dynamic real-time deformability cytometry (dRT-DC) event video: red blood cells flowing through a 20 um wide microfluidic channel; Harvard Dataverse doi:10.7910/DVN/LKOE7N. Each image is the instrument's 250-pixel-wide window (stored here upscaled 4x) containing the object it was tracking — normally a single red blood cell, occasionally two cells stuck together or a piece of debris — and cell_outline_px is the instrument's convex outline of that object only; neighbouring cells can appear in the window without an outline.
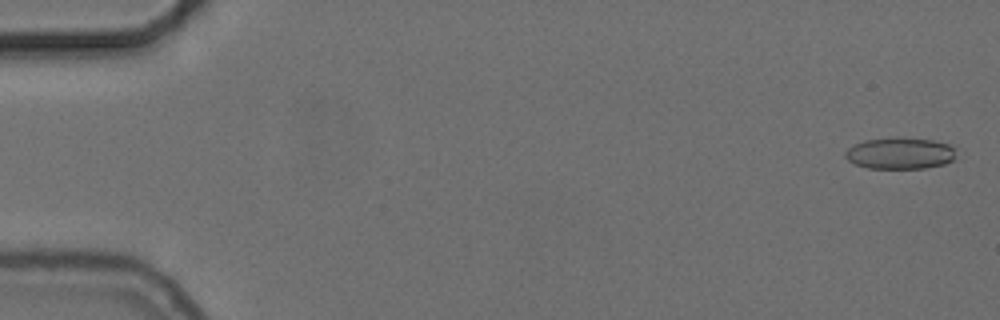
{"species": "common noctule bat (a hibernating species)", "species_latin": "Nyctalus noctula", "temperature_condition": "cold", "stored_images_in_passage": 53, "camera_frame_rate_fps": 3000, "um_per_image_px": 0.085, "animal": {"sex": "female", "body_mass_g": 24.6, "forearm_length_mm": 56.2}, "frame": {"image": 1, "passage_image": 2, "time_ms": 0.333, "image_size_px": [1000, 320], "cell_outline_px": [[956, 156], [952, 160], [944, 164], [924, 168], [868, 168], [856, 164], [848, 160], [844, 156], [844, 152], [848, 148], [864, 140], [900, 136], [932, 140], [948, 144], [952, 148]], "centroid_in_image_um": [76.48, 13.01], "position_along_channel_um": 8.5, "area_um2": 20.4}}
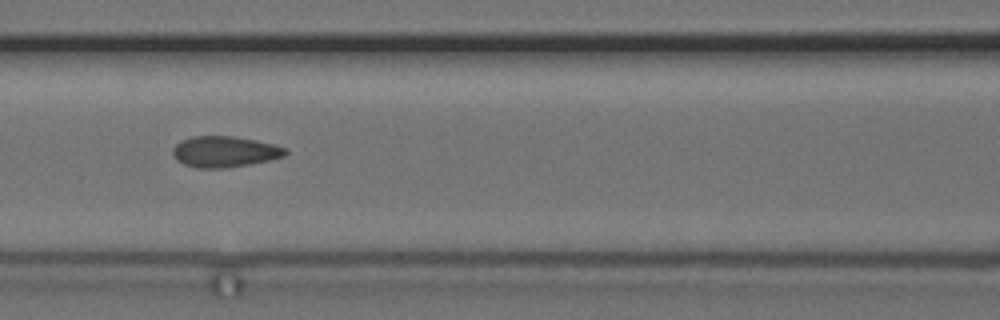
{"frame": {"image": 2, "passage_image": 25, "time_ms": 8.0, "image_size_px": [1000, 320], "cell_outline_px": [[288, 152], [284, 156], [268, 160], [248, 164], [224, 168], [196, 168], [184, 164], [176, 160], [172, 156], [172, 148], [180, 140], [192, 136], [232, 136], [256, 140], [288, 148]], "centroid_in_image_um": [19.05, 12.89], "position_along_channel_um": 147.5, "area_um2": 20.4}}
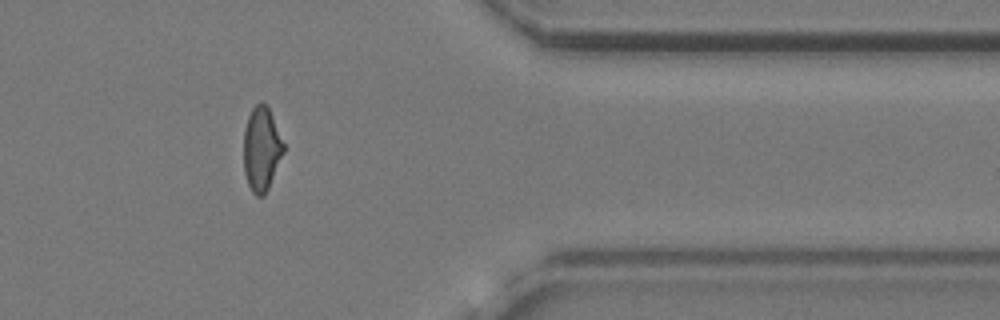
{"frame": {"image": 3, "passage_image": 46, "time_ms": 15.0, "image_size_px": [1000, 320], "cell_outline_px": [[284, 152], [268, 188], [264, 196], [256, 196], [252, 192], [248, 184], [244, 172], [244, 128], [248, 116], [252, 108], [260, 100], [268, 108], [272, 116], [284, 144]], "centroid_in_image_um": [22.22, 12.66], "position_along_channel_um": 389.2, "area_um2": 19.42}}